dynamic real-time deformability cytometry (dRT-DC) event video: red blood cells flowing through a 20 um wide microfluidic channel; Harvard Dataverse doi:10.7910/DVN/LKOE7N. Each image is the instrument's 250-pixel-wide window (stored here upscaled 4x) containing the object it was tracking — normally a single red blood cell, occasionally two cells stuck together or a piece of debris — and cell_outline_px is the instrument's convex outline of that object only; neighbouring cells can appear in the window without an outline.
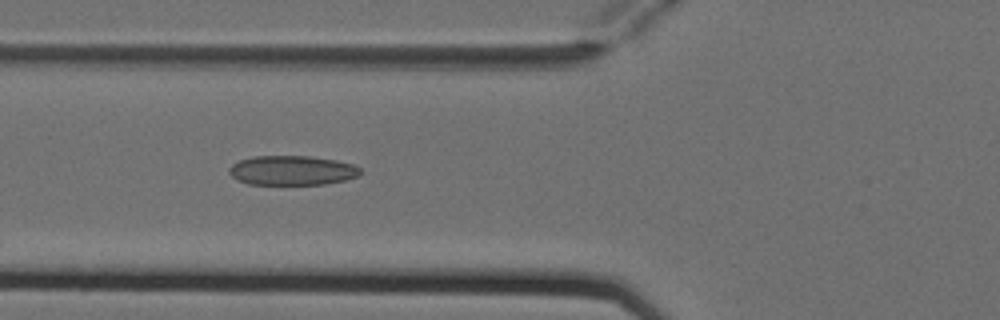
{"species": "Egyptian fruit bat (a non-hibernating species)", "species_latin": "Rousettus aegyptiacus", "temperature_condition": "cold", "stored_images_in_passage": 7, "camera_frame_rate_fps": 3000, "um_per_image_px": 0.085, "animal": {"sex": "female"}, "frame": {"image": 1, "passage_image": 3, "time_ms": 0.667, "image_size_px": [1000, 320], "cell_outline_px": [[360, 176], [344, 180], [324, 184], [248, 184], [236, 180], [228, 172], [228, 168], [232, 164], [240, 160], [252, 156], [308, 156], [336, 160], [352, 164], [360, 168]], "centroid_in_image_um": [24.79, 14.48], "position_along_channel_um": 101.0, "area_um2": 22.6}}
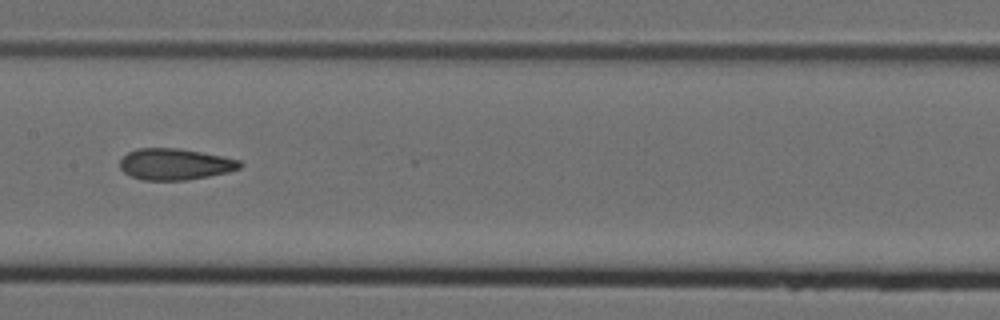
{"frame": {"image": 2, "passage_image": 5, "time_ms": 1.333, "image_size_px": [1000, 320], "cell_outline_px": [[244, 164], [240, 168], [228, 172], [208, 176], [184, 180], [144, 180], [132, 176], [124, 172], [120, 168], [120, 160], [128, 152], [136, 148], [176, 148], [200, 152], [240, 160]], "centroid_in_image_um": [14.87, 13.95], "position_along_channel_um": 192.5, "area_um2": 21.73}}
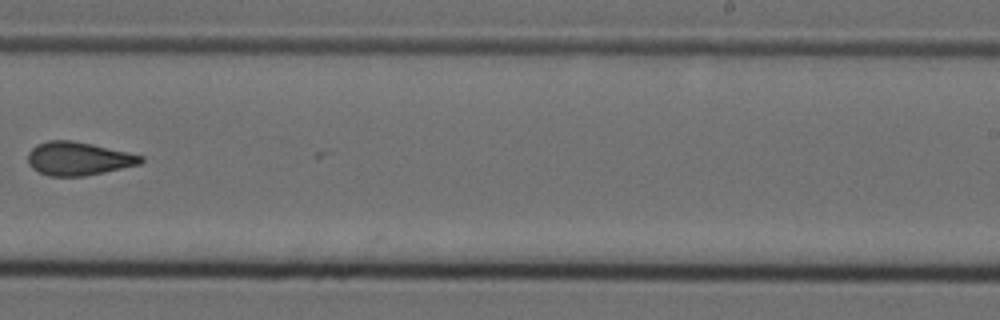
{"frame": {"image": 3, "passage_image": 7, "time_ms": 2.0, "image_size_px": [1000, 320], "cell_outline_px": [[144, 160], [140, 164], [104, 172], [84, 176], [48, 176], [32, 168], [28, 164], [28, 152], [36, 144], [48, 140], [72, 140], [92, 144], [128, 152], [144, 156]], "centroid_in_image_um": [6.64, 13.48], "position_along_channel_um": 282.4, "area_um2": 22.02}}